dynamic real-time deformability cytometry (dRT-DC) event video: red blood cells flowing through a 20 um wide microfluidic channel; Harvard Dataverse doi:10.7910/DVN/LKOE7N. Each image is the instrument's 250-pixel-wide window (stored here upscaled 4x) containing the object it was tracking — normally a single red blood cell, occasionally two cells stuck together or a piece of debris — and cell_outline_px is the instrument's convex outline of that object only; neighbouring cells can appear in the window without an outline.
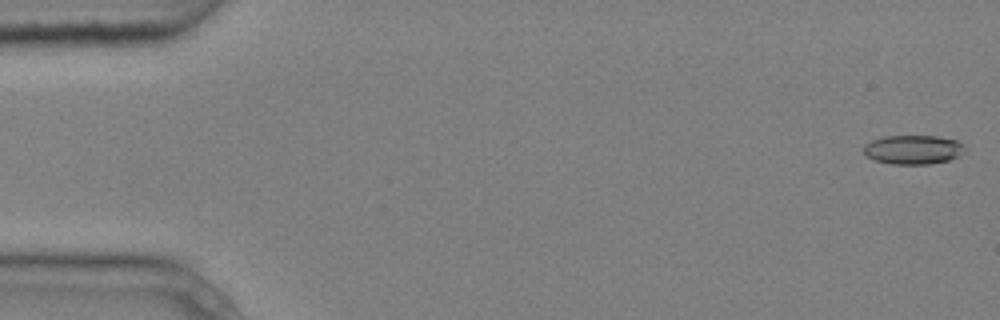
{"species": "common noctule bat (a hibernating species)", "species_latin": "Nyctalus noctula", "temperature_condition": "cold", "stored_images_in_passage": 5, "camera_frame_rate_fps": 3000, "um_per_image_px": 0.085, "animal": {"sex": "male", "body_mass_g": 20.4}, "frame": {"image": 1, "passage_image": 1, "time_ms": 0.0, "image_size_px": [1000, 320], "cell_outline_px": [[964, 152], [960, 156], [948, 160], [932, 164], [892, 164], [872, 160], [864, 152], [864, 144], [872, 140], [884, 136], [936, 136], [956, 140], [964, 144]], "centroid_in_image_um": [77.62, 12.72], "position_along_channel_um": 7.4, "area_um2": 17.28}}
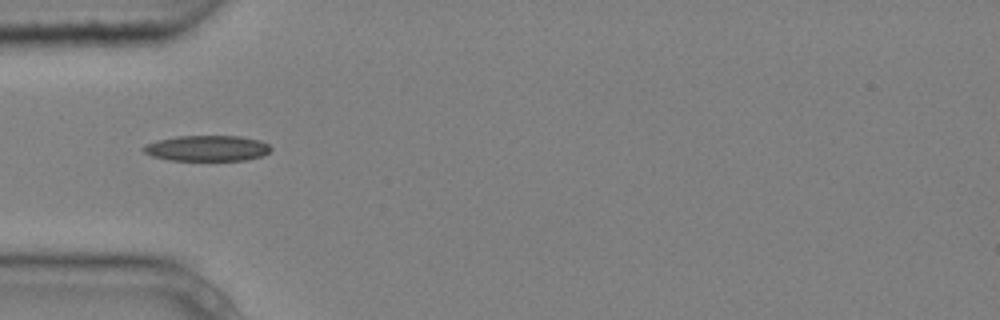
{"frame": {"image": 2, "passage_image": 5, "time_ms": 1.333, "image_size_px": [1000, 320], "cell_outline_px": [[272, 148], [268, 152], [260, 156], [244, 160], [168, 160], [152, 156], [144, 152], [140, 148], [144, 144], [156, 140], [176, 136], [240, 136], [260, 140], [268, 144]], "centroid_in_image_um": [17.55, 12.59], "position_along_channel_um": 67.5, "area_um2": 19.13}}